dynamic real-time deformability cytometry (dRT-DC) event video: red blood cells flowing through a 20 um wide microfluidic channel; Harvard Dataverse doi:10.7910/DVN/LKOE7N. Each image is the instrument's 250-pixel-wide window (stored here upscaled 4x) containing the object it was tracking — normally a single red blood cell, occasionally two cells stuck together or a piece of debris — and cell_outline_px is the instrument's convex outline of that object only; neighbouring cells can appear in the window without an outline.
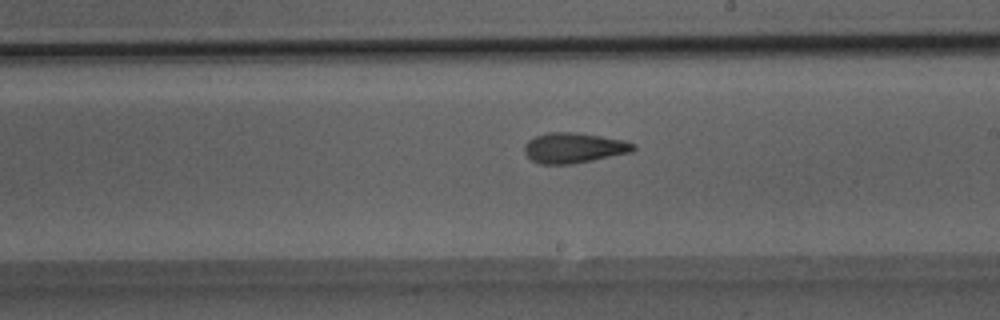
{"species": "Egyptian fruit bat (a non-hibernating species)", "species_latin": "Rousettus aegyptiacus", "temperature_condition": "room temperature", "stored_images_in_passage": 30, "camera_frame_rate_fps": 3000, "um_per_image_px": 0.085, "animal": {"sex": "male"}, "frame": {"image": 1, "passage_image": 13, "time_ms": 4.0, "image_size_px": [1000, 320], "cell_outline_px": [[636, 148], [632, 152], [572, 164], [540, 164], [532, 160], [524, 152], [524, 144], [528, 140], [536, 136], [548, 132], [576, 132], [624, 140], [636, 144]], "centroid_in_image_um": [48.78, 12.56], "position_along_channel_um": 240.2, "area_um2": 19.25}}
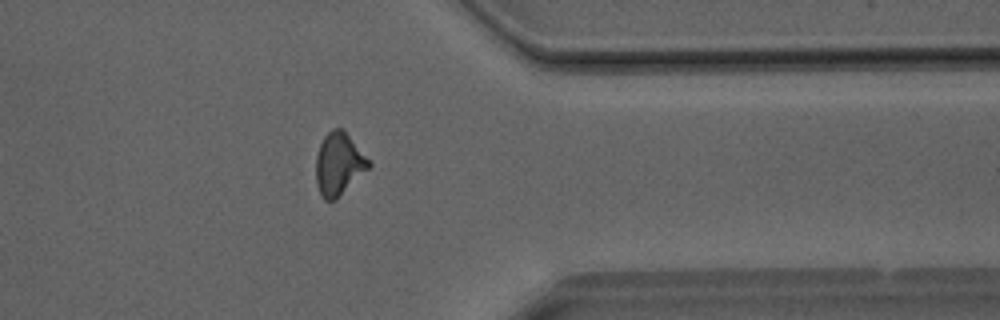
{"frame": {"image": 2, "passage_image": 22, "time_ms": 7.0, "image_size_px": [1000, 320], "cell_outline_px": [[372, 164], [336, 200], [324, 200], [320, 196], [316, 184], [316, 156], [320, 144], [324, 136], [332, 128], [344, 128]], "centroid_in_image_um": [28.77, 13.93], "position_along_channel_um": 382.6, "area_um2": 19.25}}
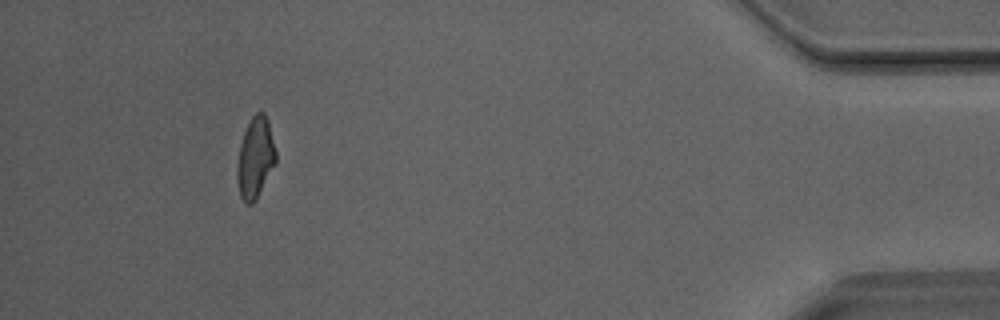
{"frame": {"image": 3, "passage_image": 27, "time_ms": 8.667, "image_size_px": [1000, 320], "cell_outline_px": [[276, 160], [256, 200], [252, 204], [244, 204], [240, 196], [236, 176], [236, 168], [240, 144], [244, 132], [252, 116], [256, 112], [264, 112], [268, 120], [276, 152]], "centroid_in_image_um": [21.68, 13.43], "position_along_channel_um": 413.5, "area_um2": 18.15}}